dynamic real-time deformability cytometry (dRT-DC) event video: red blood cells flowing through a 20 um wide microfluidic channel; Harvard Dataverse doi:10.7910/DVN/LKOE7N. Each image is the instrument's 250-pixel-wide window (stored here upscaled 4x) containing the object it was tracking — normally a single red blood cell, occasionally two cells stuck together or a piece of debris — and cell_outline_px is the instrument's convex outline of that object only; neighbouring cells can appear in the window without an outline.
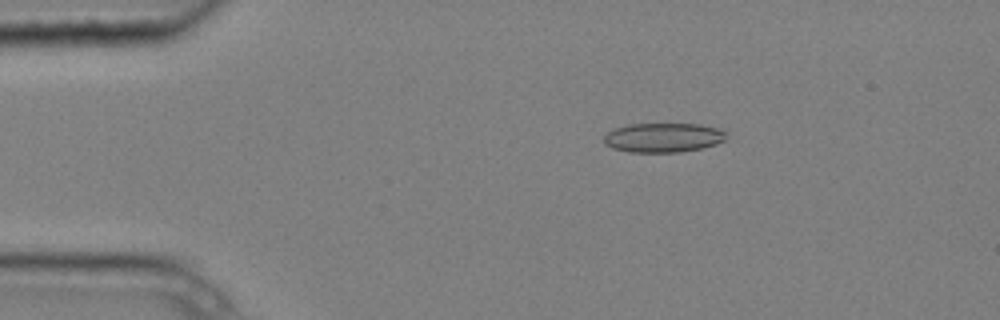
{"species": "common noctule bat (a hibernating species)", "species_latin": "Nyctalus noctula", "temperature_condition": "cold", "stored_images_in_passage": 5, "camera_frame_rate_fps": 3000, "um_per_image_px": 0.085, "animal": {"sex": "male", "body_mass_g": 20.4}, "frame": {"image": 1, "passage_image": 1, "time_ms": 0.0, "image_size_px": [1000, 320], "cell_outline_px": [[724, 140], [716, 144], [704, 148], [680, 152], [628, 152], [612, 148], [604, 144], [604, 136], [608, 132], [616, 128], [628, 124], [700, 124], [716, 128], [724, 132]], "centroid_in_image_um": [56.34, 11.7], "position_along_channel_um": 28.7, "area_um2": 20.87}}
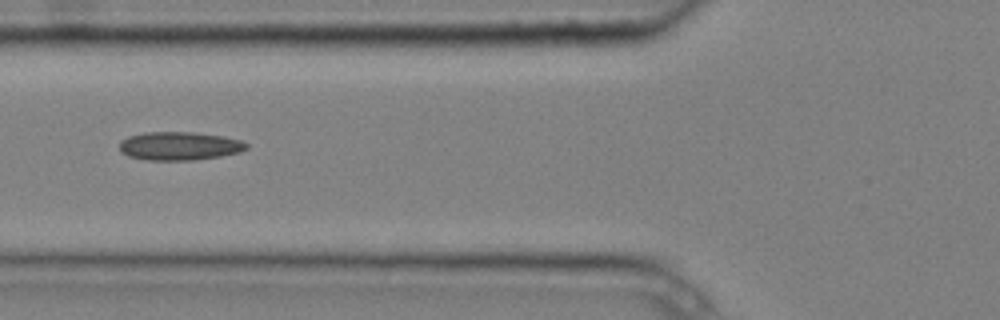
{"frame": {"image": 2, "passage_image": 4, "time_ms": 1.0, "image_size_px": [1000, 320], "cell_outline_px": [[248, 148], [240, 152], [220, 156], [196, 160], [148, 160], [128, 156], [120, 152], [120, 140], [128, 136], [144, 132], [196, 132], [224, 136], [240, 140], [248, 144]], "centroid_in_image_um": [15.24, 12.4], "position_along_channel_um": 110.6, "area_um2": 21.21}}
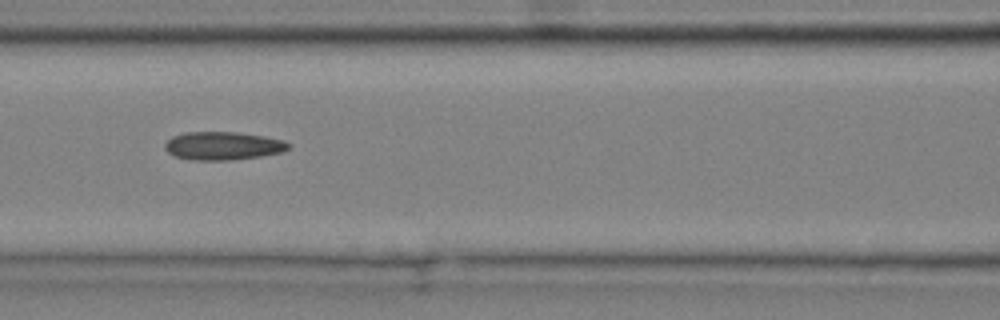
{"frame": {"image": 3, "passage_image": 5, "time_ms": 1.333, "image_size_px": [1000, 320], "cell_outline_px": [[292, 144], [284, 152], [260, 156], [232, 160], [192, 160], [176, 156], [168, 152], [164, 148], [164, 144], [172, 136], [184, 132], [236, 132], [264, 136], [284, 140]], "centroid_in_image_um": [18.97, 12.39], "position_along_channel_um": 147.6, "area_um2": 20.4}}